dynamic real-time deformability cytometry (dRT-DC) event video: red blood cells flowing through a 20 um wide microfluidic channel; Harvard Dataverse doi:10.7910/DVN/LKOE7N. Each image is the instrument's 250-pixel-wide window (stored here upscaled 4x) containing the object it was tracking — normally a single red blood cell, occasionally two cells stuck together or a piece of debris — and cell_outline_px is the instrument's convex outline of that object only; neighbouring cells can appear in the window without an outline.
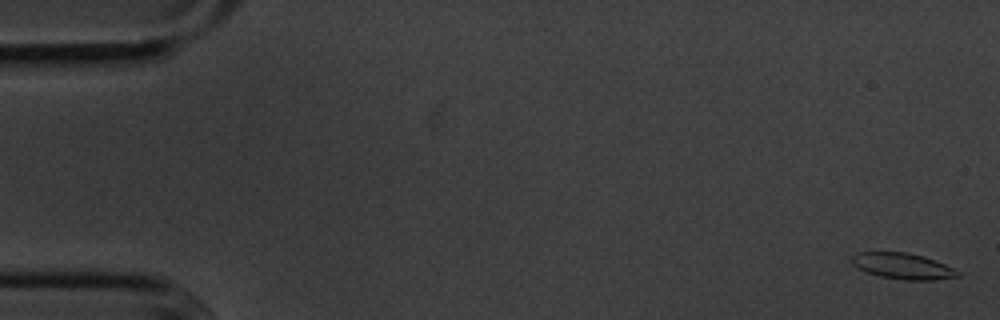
{"species": "common noctule bat (a hibernating species)", "species_latin": "Nyctalus noctula", "temperature_condition": "cold", "stored_images_in_passage": 57, "segment_of_instrument_passage": [1, 2], "camera_frame_rate_fps": 3000, "um_per_image_px": 0.085, "animal": {"sex": "male", "body_mass_g": 20.1, "forearm_length_mm": 53.5}, "frame": {"image": 1, "passage_image": 2, "time_ms": 0.333, "image_size_px": [1000, 320], "cell_outline_px": [[960, 276], [936, 280], [904, 280], [880, 276], [856, 268], [852, 264], [852, 256], [856, 252], [908, 252], [924, 256], [936, 260], [960, 272]], "centroid_in_image_um": [76.74, 22.61], "position_along_channel_um": 8.3, "area_um2": 16.13}}
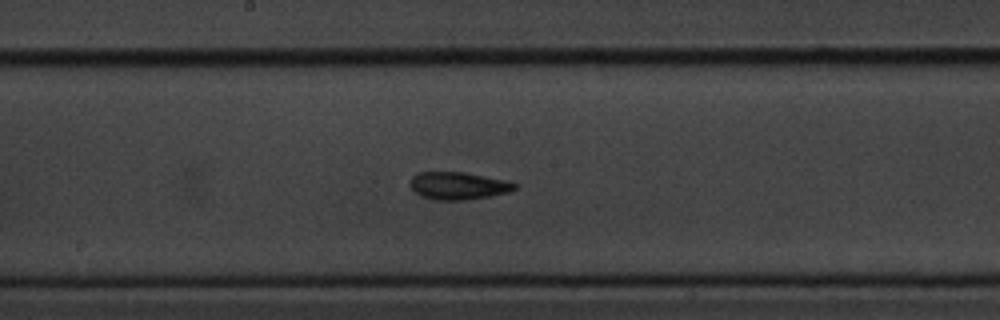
{"frame": {"image": 2, "passage_image": 30, "time_ms": 9.667, "image_size_px": [1000, 320], "cell_outline_px": [[516, 188], [508, 192], [492, 196], [464, 200], [436, 200], [420, 196], [408, 184], [412, 176], [420, 172], [464, 172], [504, 180], [516, 184]], "centroid_in_image_um": [38.91, 15.79], "position_along_channel_um": 209.3, "area_um2": 16.7}}
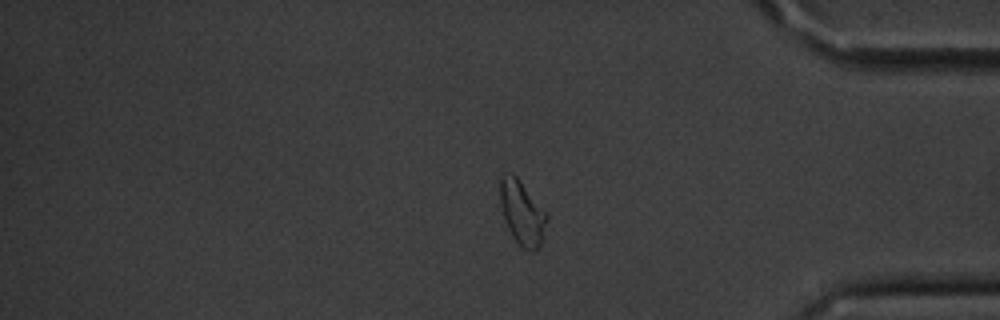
{"frame": {"image": 3, "passage_image": 47, "time_ms": 15.333, "image_size_px": [1000, 320], "cell_outline_px": [[548, 220], [540, 248], [532, 252], [524, 248], [512, 236], [504, 220], [500, 204], [500, 176], [504, 172], [512, 172], [516, 176], [548, 212]], "centroid_in_image_um": [44.4, 18.06], "position_along_channel_um": 390.8, "area_um2": 17.86}}